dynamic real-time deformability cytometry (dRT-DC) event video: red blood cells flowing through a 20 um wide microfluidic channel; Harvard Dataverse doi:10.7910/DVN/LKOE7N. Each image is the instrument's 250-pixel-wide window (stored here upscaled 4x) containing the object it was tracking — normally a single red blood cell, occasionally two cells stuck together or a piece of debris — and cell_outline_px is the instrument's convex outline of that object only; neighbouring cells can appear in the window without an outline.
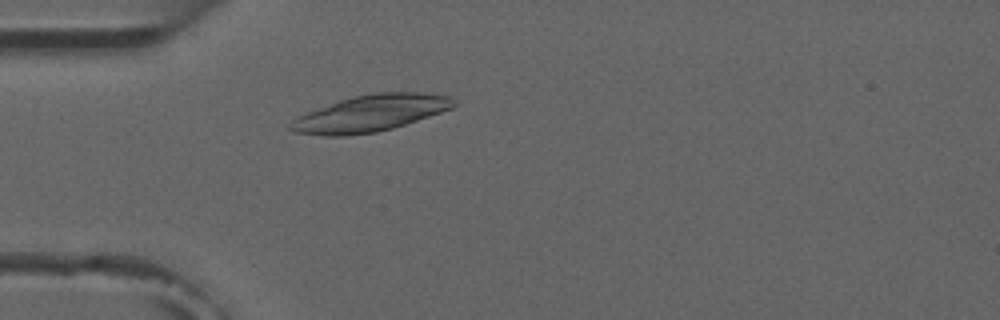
{"species": "common noctule bat (a hibernating species)", "species_latin": "Nyctalus noctula", "temperature_condition": "room temperature", "stored_images_in_passage": 2, "camera_frame_rate_fps": 3000, "um_per_image_px": 0.085, "animal": {"sex": "male", "forearm_length_mm": 52.5}, "frame": {"image": 1, "passage_image": 2, "time_ms": 1.333, "image_size_px": [1000, 320], "cell_outline_px": [[456, 104], [452, 108], [392, 128], [376, 132], [344, 136], [324, 136], [292, 132], [288, 128], [288, 124], [296, 116], [340, 100], [352, 96], [376, 92], [428, 92], [448, 96], [456, 100]], "centroid_in_image_um": [31.45, 9.63], "position_along_channel_um": 53.6, "area_um2": 34.74}}